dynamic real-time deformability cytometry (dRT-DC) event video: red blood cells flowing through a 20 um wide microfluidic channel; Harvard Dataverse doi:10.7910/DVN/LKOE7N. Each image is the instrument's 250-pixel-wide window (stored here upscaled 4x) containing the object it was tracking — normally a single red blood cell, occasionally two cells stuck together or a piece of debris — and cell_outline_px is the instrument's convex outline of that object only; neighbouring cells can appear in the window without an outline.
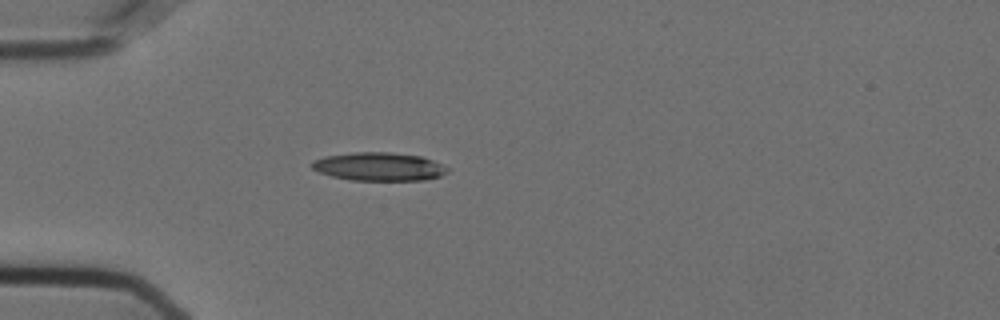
{"species": "Egyptian fruit bat (a non-hibernating species)", "species_latin": "Rousettus aegyptiacus", "temperature_condition": "cold", "stored_images_in_passage": 35, "camera_frame_rate_fps": 3000, "um_per_image_px": 0.085, "animal": {"sex": "female"}, "frame": {"image": 1, "passage_image": 1, "time_ms": 0.0, "image_size_px": [1000, 320], "cell_outline_px": [[448, 172], [440, 176], [424, 180], [348, 180], [332, 176], [320, 172], [312, 168], [308, 164], [312, 160], [324, 156], [352, 152], [388, 152], [420, 156], [444, 164], [448, 168]], "centroid_in_image_um": [32.18, 14.16], "position_along_channel_um": 52.8, "area_um2": 22.54}}
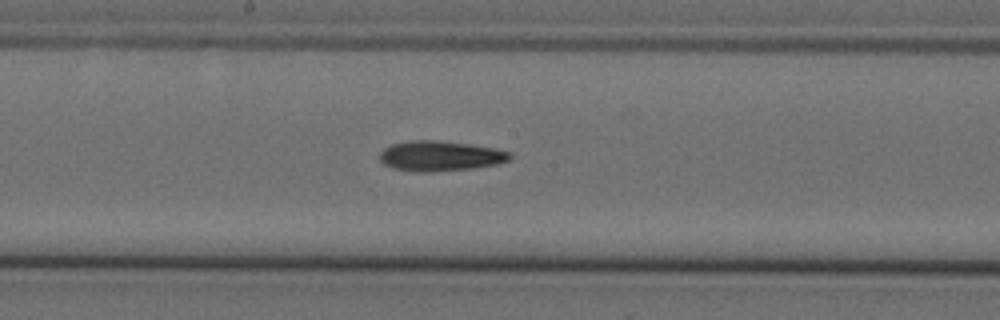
{"frame": {"image": 2, "passage_image": 15, "time_ms": 4.667, "image_size_px": [1000, 320], "cell_outline_px": [[512, 156], [508, 160], [496, 164], [472, 168], [432, 172], [416, 172], [392, 168], [384, 164], [380, 160], [380, 152], [384, 148], [392, 144], [408, 140], [440, 140], [496, 148], [512, 152]], "centroid_in_image_um": [37.41, 13.25], "position_along_channel_um": 210.8, "area_um2": 23.0}}
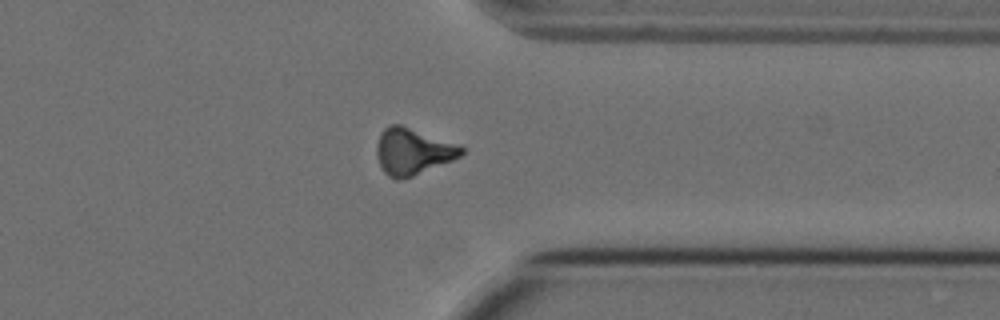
{"frame": {"image": 3, "passage_image": 29, "time_ms": 9.333, "image_size_px": [1000, 320], "cell_outline_px": [[464, 152], [460, 156], [452, 160], [412, 176], [396, 180], [388, 176], [384, 172], [376, 156], [376, 144], [380, 132], [388, 124], [400, 124], [460, 144], [464, 148]], "centroid_in_image_um": [35.07, 12.85], "position_along_channel_um": 376.3, "area_um2": 23.06}}